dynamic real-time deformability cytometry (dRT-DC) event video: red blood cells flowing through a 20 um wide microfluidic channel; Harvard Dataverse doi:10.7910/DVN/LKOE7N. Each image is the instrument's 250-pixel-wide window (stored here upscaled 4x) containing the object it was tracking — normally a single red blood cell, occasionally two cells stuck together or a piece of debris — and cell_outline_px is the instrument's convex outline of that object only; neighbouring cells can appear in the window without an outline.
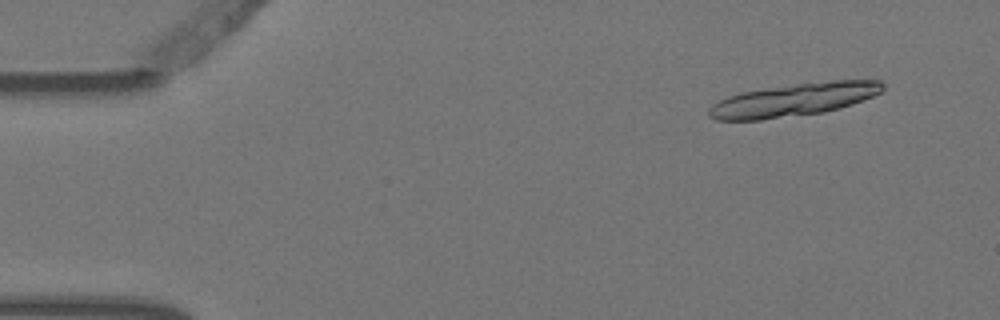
{"species": "Egyptian fruit bat (a non-hibernating species)", "species_latin": "Rousettus aegyptiacus", "temperature_condition": "warm", "stored_images_in_passage": 8, "segment_of_instrument_passage": [1, 2], "camera_frame_rate_fps": 3000, "um_per_image_px": 0.085, "animal": {"sex": "female"}, "frame": {"image": 1, "passage_image": 1, "time_ms": 0.0, "image_size_px": [1000, 320], "cell_outline_px": [[884, 88], [880, 92], [864, 100], [840, 108], [824, 112], [760, 120], [716, 120], [708, 116], [708, 108], [712, 104], [728, 96], [740, 92], [800, 84], [832, 80], [880, 80], [884, 84]], "centroid_in_image_um": [67.46, 8.49], "position_along_channel_um": 17.5, "area_um2": 33.06}}